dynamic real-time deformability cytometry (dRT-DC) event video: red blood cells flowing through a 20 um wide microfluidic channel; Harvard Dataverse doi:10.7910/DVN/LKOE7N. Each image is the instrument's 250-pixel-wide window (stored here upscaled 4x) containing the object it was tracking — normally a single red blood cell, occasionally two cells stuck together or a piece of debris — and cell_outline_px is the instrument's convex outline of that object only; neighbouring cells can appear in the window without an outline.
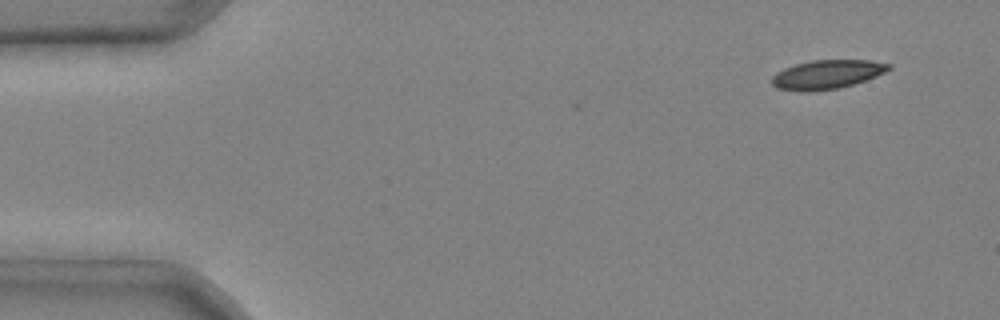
{"species": "common noctule bat (a hibernating species)", "species_latin": "Nyctalus noctula", "temperature_condition": "cold", "stored_images_in_passage": 5, "camera_frame_rate_fps": 3000, "um_per_image_px": 0.085, "animal": {"sex": "male", "body_mass_g": 20.4}, "frame": {"image": 1, "passage_image": 1, "time_ms": 0.0, "image_size_px": [1000, 320], "cell_outline_px": [[892, 68], [876, 76], [852, 84], [836, 88], [812, 92], [800, 92], [776, 88], [772, 84], [772, 76], [776, 72], [784, 68], [796, 64], [812, 60], [872, 60], [892, 64]], "centroid_in_image_um": [70.27, 6.33], "position_along_channel_um": 14.7, "area_um2": 19.77}}
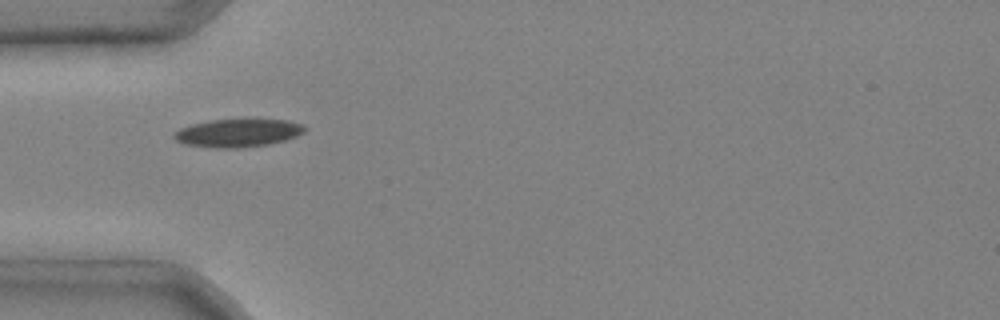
{"frame": {"image": 2, "passage_image": 3, "time_ms": 0.667, "image_size_px": [1000, 320], "cell_outline_px": [[308, 128], [304, 132], [296, 136], [284, 140], [268, 144], [236, 148], [216, 148], [184, 144], [176, 140], [172, 136], [180, 128], [192, 124], [208, 120], [244, 116], [288, 120], [304, 124]], "centroid_in_image_um": [20.27, 11.24], "position_along_channel_um": 64.7, "area_um2": 22.37}}
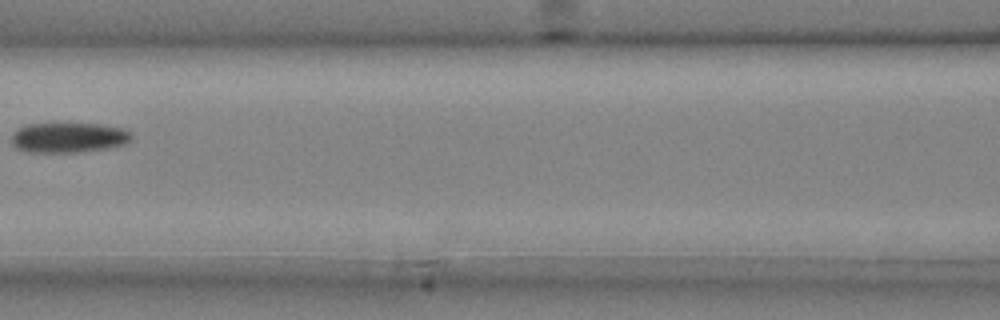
{"frame": {"image": 3, "passage_image": 5, "time_ms": 1.333, "image_size_px": [1000, 320], "cell_outline_px": [[132, 140], [128, 144], [112, 148], [80, 152], [28, 152], [16, 148], [12, 144], [12, 132], [28, 124], [100, 124], [120, 128], [132, 132]], "centroid_in_image_um": [5.88, 11.71], "position_along_channel_um": 160.7, "area_um2": 21.21}}